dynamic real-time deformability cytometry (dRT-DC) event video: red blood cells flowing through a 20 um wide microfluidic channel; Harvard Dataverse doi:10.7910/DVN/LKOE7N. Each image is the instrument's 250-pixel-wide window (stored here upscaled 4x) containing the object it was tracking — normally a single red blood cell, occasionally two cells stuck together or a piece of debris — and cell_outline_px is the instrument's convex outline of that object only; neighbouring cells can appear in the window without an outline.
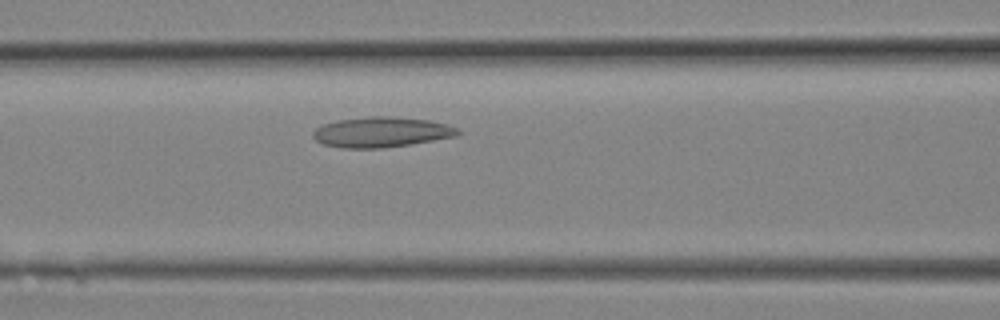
{"species": "Egyptian fruit bat (a non-hibernating species)", "species_latin": "Rousettus aegyptiacus", "temperature_condition": "room temperature", "stored_images_in_passage": 6, "camera_frame_rate_fps": 3000, "um_per_image_px": 0.085, "animal": {"sex": "female"}, "frame": {"image": 1, "passage_image": 6, "time_ms": 1.667, "image_size_px": [1000, 320], "cell_outline_px": [[460, 132], [456, 136], [408, 144], [380, 148], [340, 148], [324, 144], [316, 140], [312, 136], [312, 132], [316, 128], [324, 124], [336, 120], [368, 116], [388, 116], [428, 120], [448, 124], [460, 128]], "centroid_in_image_um": [32.4, 11.22], "position_along_channel_um": 134.2, "area_um2": 25.49}}